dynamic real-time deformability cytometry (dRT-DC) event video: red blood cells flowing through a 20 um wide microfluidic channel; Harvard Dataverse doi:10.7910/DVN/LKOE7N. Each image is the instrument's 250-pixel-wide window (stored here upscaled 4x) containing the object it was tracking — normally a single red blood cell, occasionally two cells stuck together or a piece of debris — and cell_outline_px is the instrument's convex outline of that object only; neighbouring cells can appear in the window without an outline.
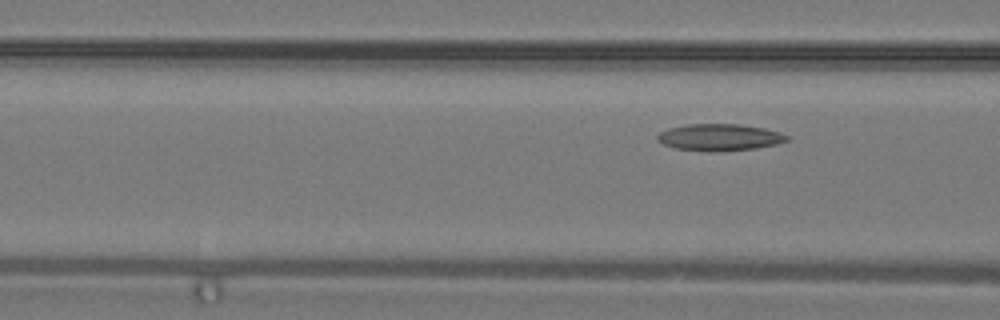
{"species": "common noctule bat (a hibernating species)", "species_latin": "Nyctalus noctula", "temperature_condition": "warm", "stored_images_in_passage": 3, "camera_frame_rate_fps": 3000, "um_per_image_px": 0.085, "animal": {"sex": "male", "body_mass_g": 19.2, "forearm_length_mm": 51.8}, "frame": {"image": 1, "passage_image": 3, "time_ms": 0.667, "image_size_px": [1000, 320], "cell_outline_px": [[792, 140], [776, 144], [756, 148], [720, 152], [708, 152], [676, 148], [664, 144], [656, 140], [656, 136], [660, 132], [668, 128], [688, 124], [740, 124], [764, 128], [780, 132], [788, 136]], "centroid_in_image_um": [61.18, 11.68], "position_along_channel_um": 105.4, "area_um2": 20.46}}